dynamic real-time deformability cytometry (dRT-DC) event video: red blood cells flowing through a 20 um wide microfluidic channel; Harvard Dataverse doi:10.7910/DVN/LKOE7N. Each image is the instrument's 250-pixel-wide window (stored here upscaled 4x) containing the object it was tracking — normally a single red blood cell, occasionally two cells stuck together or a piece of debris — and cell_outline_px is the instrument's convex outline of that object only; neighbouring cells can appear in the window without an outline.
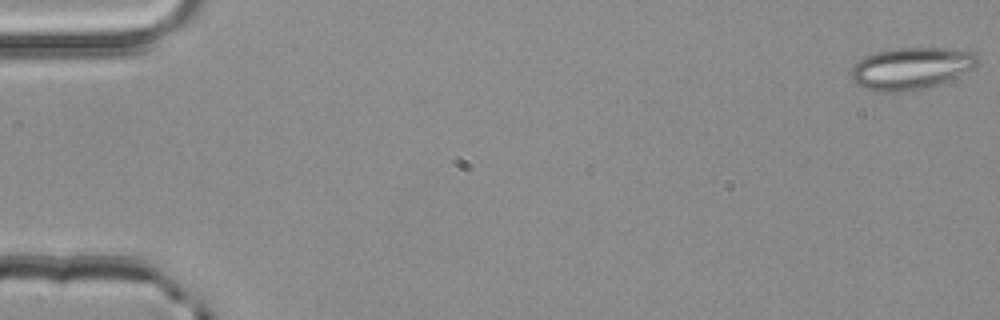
{"species": "common noctule bat (a hibernating species)", "species_latin": "Nyctalus noctula", "temperature_condition": "room temperature", "stored_images_in_passage": 52, "camera_frame_rate_fps": 3000, "um_per_image_px": 0.085, "animal": {"sex": "male", "body_mass_g": 20.4}, "frame": {"image": 1, "passage_image": 1, "time_ms": 0.0, "image_size_px": [1000, 320], "cell_outline_px": [[980, 64], [940, 84], [924, 88], [900, 92], [872, 92], [856, 84], [852, 80], [848, 72], [864, 56], [876, 52], [892, 48], [956, 48], [976, 52], [980, 60]], "centroid_in_image_um": [77.44, 5.8], "position_along_channel_um": 7.6, "area_um2": 31.39}}
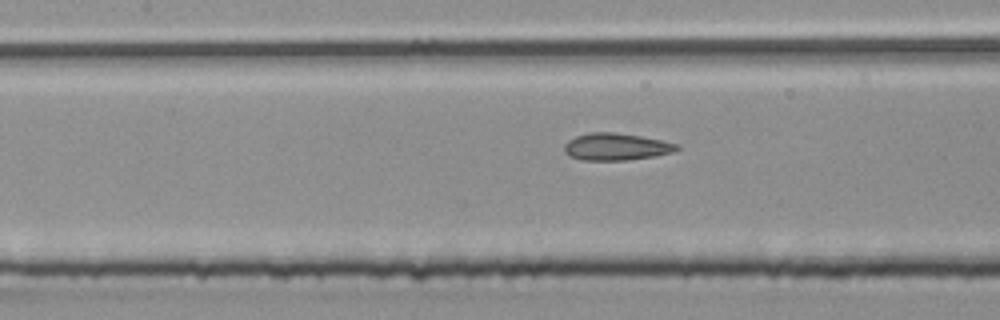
{"frame": {"image": 2, "passage_image": 24, "time_ms": 7.667, "image_size_px": [1000, 320], "cell_outline_px": [[680, 148], [676, 152], [628, 160], [580, 160], [568, 156], [564, 152], [564, 144], [568, 140], [576, 136], [588, 132], [616, 132], [640, 136], [680, 144]], "centroid_in_image_um": [52.36, 12.47], "position_along_channel_um": 155.0, "area_um2": 17.98}}
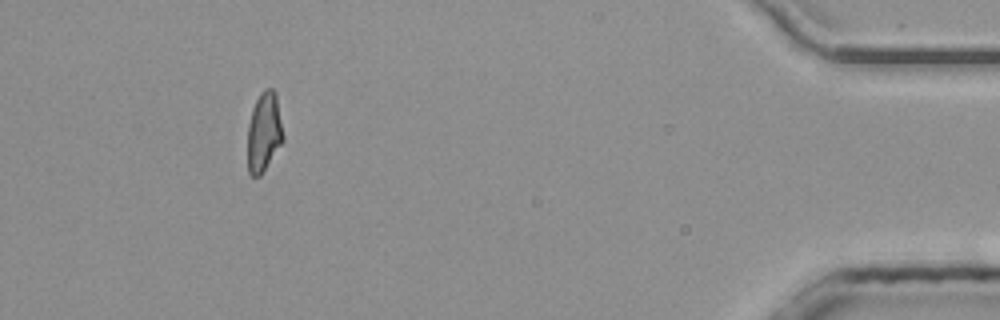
{"frame": {"image": 3, "passage_image": 48, "time_ms": 15.667, "image_size_px": [1000, 320], "cell_outline_px": [[284, 140], [260, 176], [252, 176], [248, 172], [248, 124], [252, 108], [260, 92], [264, 88], [272, 88], [276, 92], [284, 136]], "centroid_in_image_um": [22.44, 11.19], "position_along_channel_um": 412.8, "area_um2": 16.59}, "authors_computed_cell_mechanics": {"area_um2": 17.5134, "velocity_mm_per_s": 4.0482, "shape_relaxation_time_tau1_ms": null, "shape_relaxation_time_tau2_ms": 1.327, "deformation_change_tau1": null, "deformation_change_tau2": 0.1073}}